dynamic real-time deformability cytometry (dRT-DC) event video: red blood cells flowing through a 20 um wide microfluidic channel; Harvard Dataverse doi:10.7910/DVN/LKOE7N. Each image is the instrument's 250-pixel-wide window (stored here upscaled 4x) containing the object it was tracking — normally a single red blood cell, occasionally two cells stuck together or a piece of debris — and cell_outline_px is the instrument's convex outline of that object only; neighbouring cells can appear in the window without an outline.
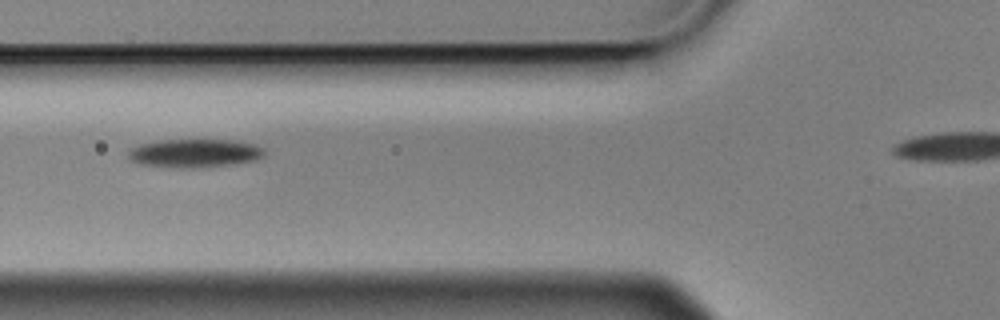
{"species": "Egyptian fruit bat (a non-hibernating species)", "species_latin": "Rousettus aegyptiacus", "temperature_condition": "cold", "stored_images_in_passage": 5, "segment_of_instrument_passage": [1, 2], "camera_frame_rate_fps": 3000, "um_per_image_px": 0.085, "animal": {"sex": "male"}, "frame": {"image": 1, "passage_image": 3, "time_ms": 0.667, "image_size_px": [1000, 320], "cell_outline_px": [[264, 156], [256, 160], [232, 164], [200, 168], [176, 168], [144, 164], [132, 160], [128, 156], [128, 148], [140, 144], [160, 140], [236, 140], [252, 144], [264, 148]], "centroid_in_image_um": [16.55, 13.02], "position_along_channel_um": 109.2, "area_um2": 22.6}}
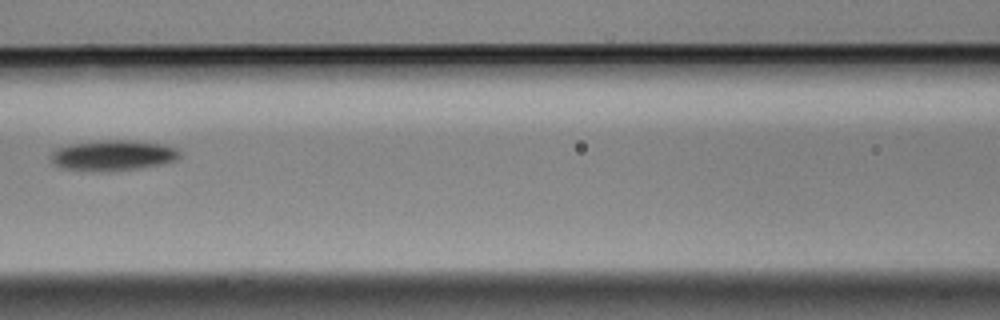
{"frame": {"image": 2, "passage_image": 4, "time_ms": 1.0, "image_size_px": [1000, 320], "cell_outline_px": [[184, 156], [176, 160], [164, 164], [140, 168], [60, 168], [52, 164], [52, 152], [56, 148], [72, 144], [104, 140], [124, 140], [164, 144], [180, 148]], "centroid_in_image_um": [9.74, 13.15], "position_along_channel_um": 156.9, "area_um2": 22.08}}